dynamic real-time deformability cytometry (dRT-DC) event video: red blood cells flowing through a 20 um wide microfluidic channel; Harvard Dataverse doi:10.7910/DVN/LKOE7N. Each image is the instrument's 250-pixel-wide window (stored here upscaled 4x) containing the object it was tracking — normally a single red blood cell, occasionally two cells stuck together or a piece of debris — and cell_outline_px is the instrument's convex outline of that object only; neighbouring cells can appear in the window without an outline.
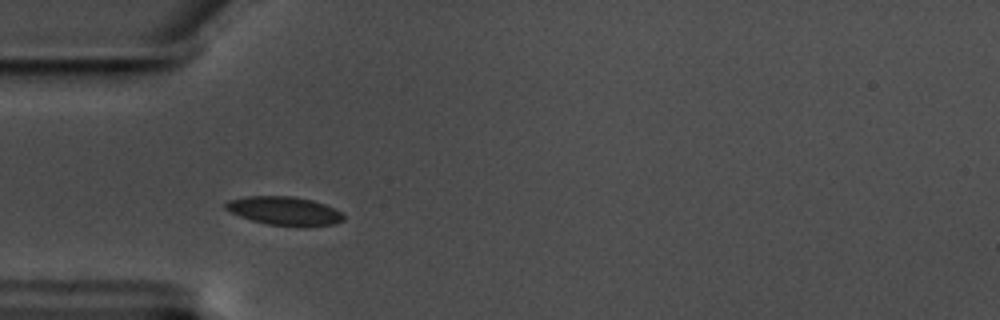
{"species": "common noctule bat (a hibernating species)", "species_latin": "Nyctalus noctula", "temperature_condition": "warm", "stored_images_in_passage": 42, "camera_frame_rate_fps": 3000, "um_per_image_px": 0.085, "animal": {"sex": "male", "body_mass_g": 17.5, "forearm_length_mm": 52.3}, "frame": {"image": 1, "passage_image": 1, "time_ms": 0.0, "image_size_px": [1000, 320], "cell_outline_px": [[344, 220], [332, 224], [308, 228], [304, 228], [268, 224], [252, 220], [240, 216], [224, 208], [224, 204], [228, 200], [244, 196], [292, 196], [312, 200], [324, 204], [340, 212], [344, 216]], "centroid_in_image_um": [24.17, 17.94], "position_along_channel_um": 60.8, "area_um2": 19.83}}
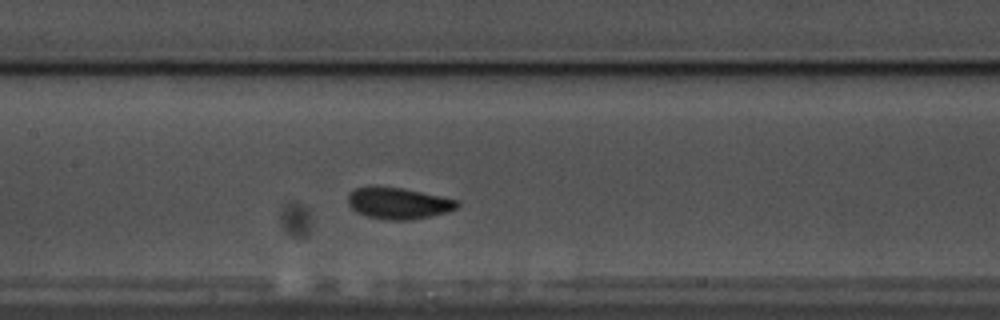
{"frame": {"image": 2, "passage_image": 11, "time_ms": 3.333, "image_size_px": [1000, 320], "cell_outline_px": [[460, 204], [456, 208], [448, 212], [408, 220], [384, 220], [368, 216], [356, 212], [348, 204], [348, 192], [356, 188], [368, 184], [376, 184], [404, 188], [460, 200]], "centroid_in_image_um": [33.82, 17.23], "position_along_channel_um": 173.6, "area_um2": 20.58}}
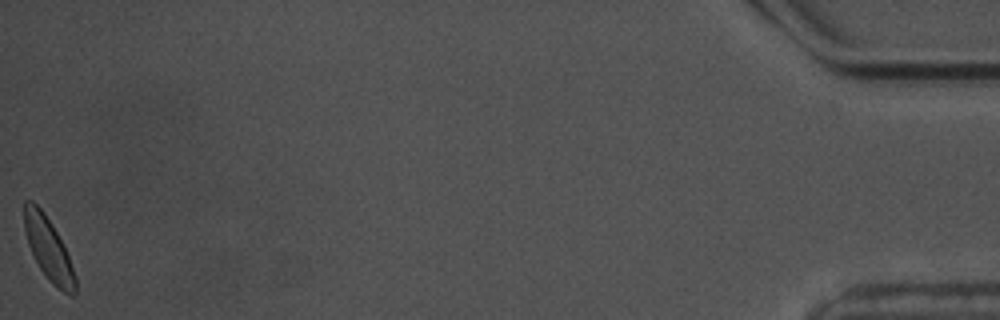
{"frame": {"image": 3, "passage_image": 42, "time_ms": 13.667, "image_size_px": [1000, 320], "cell_outline_px": [[76, 292], [72, 296], [56, 288], [48, 280], [40, 268], [28, 244], [24, 228], [24, 200], [32, 200], [44, 212], [52, 224], [68, 256], [76, 276]], "centroid_in_image_um": [4.11, 21.17], "position_along_channel_um": 431.1, "area_um2": 18.38}, "authors_computed_cell_mechanics": {"area_um2": 19.2763, "velocity_mm_per_s": 3.4655, "shape_relaxation_time_tau1_ms": 9.635, "shape_relaxation_time_tau2_ms": null, "deformation_change_tau1": 0.219, "deformation_change_tau2": null}}